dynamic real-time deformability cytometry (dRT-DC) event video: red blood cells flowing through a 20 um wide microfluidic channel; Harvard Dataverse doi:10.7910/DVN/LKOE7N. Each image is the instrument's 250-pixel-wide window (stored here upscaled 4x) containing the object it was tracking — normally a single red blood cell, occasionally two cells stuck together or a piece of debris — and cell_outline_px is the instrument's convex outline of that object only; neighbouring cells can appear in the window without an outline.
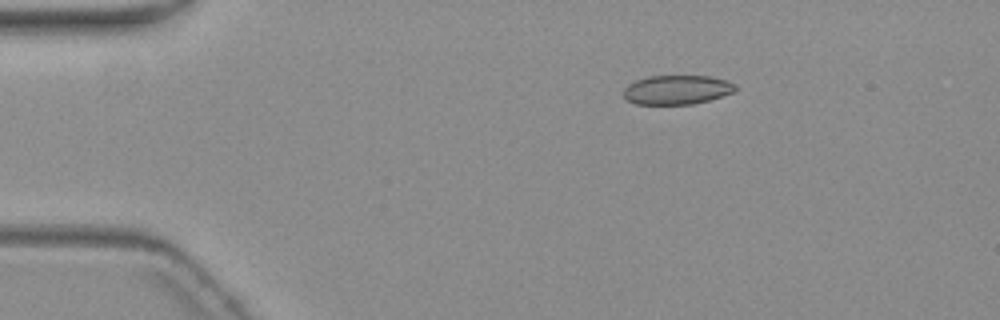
{"species": "common noctule bat (a hibernating species)", "species_latin": "Nyctalus noctula", "temperature_condition": "warm", "stored_images_in_passage": 4, "camera_frame_rate_fps": 3000, "um_per_image_px": 0.085, "animal": {"sex": "female", "body_mass_g": 19.3, "forearm_length_mm": 54.1}, "frame": {"image": 1, "passage_image": 3, "time_ms": 2.333, "image_size_px": [1000, 320], "cell_outline_px": [[736, 92], [708, 100], [692, 104], [636, 104], [628, 100], [624, 96], [624, 88], [628, 84], [636, 80], [648, 76], [712, 76], [736, 84]], "centroid_in_image_um": [57.55, 7.63], "position_along_channel_um": 27.4, "area_um2": 19.02}}